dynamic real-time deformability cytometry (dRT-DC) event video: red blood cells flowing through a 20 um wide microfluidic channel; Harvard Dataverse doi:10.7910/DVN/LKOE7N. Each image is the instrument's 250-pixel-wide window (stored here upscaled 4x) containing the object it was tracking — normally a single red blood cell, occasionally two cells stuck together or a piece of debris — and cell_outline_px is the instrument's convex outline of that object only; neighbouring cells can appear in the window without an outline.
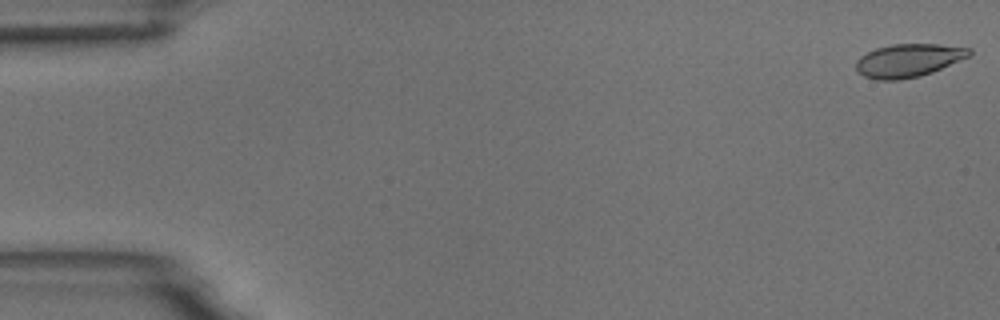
{"species": "common noctule bat (a hibernating species)", "species_latin": "Nyctalus noctula", "temperature_condition": "room temperature", "stored_images_in_passage": 7, "camera_frame_rate_fps": 3000, "um_per_image_px": 0.085, "animal": {"sex": "male", "body_mass_g": 18.8}, "frame": {"image": 1, "passage_image": 1, "time_ms": 0.0, "image_size_px": [1000, 320], "cell_outline_px": [[972, 52], [968, 56], [932, 72], [920, 76], [900, 80], [876, 80], [864, 76], [856, 68], [856, 60], [860, 56], [876, 48], [892, 44], [940, 44], [972, 48]], "centroid_in_image_um": [77.2, 5.13], "position_along_channel_um": 7.8, "area_um2": 21.79}}
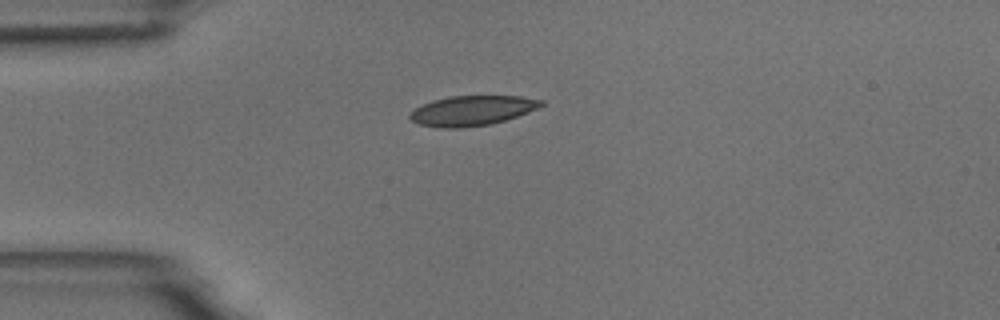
{"frame": {"image": 2, "passage_image": 5, "time_ms": 4.333, "image_size_px": [1000, 320], "cell_outline_px": [[544, 104], [528, 112], [492, 124], [460, 128], [440, 128], [420, 124], [412, 120], [408, 116], [416, 108], [432, 100], [448, 96], [520, 96], [544, 100]], "centroid_in_image_um": [40.13, 9.4], "position_along_channel_um": 44.9, "area_um2": 22.72}}
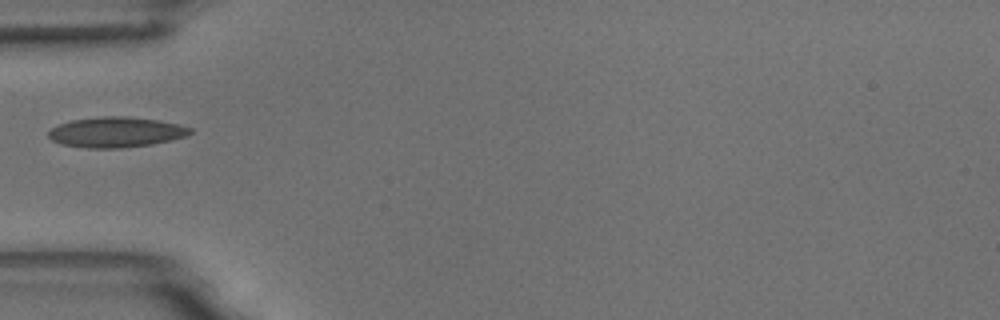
{"frame": {"image": 3, "passage_image": 6, "time_ms": 5.667, "image_size_px": [1000, 320], "cell_outline_px": [[192, 132], [188, 136], [172, 140], [152, 144], [124, 148], [88, 148], [60, 144], [52, 140], [48, 136], [48, 132], [52, 128], [60, 124], [72, 120], [104, 116], [128, 116], [156, 120], [180, 124], [192, 128]], "centroid_in_image_um": [9.89, 11.24], "position_along_channel_um": 75.1, "area_um2": 25.14}}